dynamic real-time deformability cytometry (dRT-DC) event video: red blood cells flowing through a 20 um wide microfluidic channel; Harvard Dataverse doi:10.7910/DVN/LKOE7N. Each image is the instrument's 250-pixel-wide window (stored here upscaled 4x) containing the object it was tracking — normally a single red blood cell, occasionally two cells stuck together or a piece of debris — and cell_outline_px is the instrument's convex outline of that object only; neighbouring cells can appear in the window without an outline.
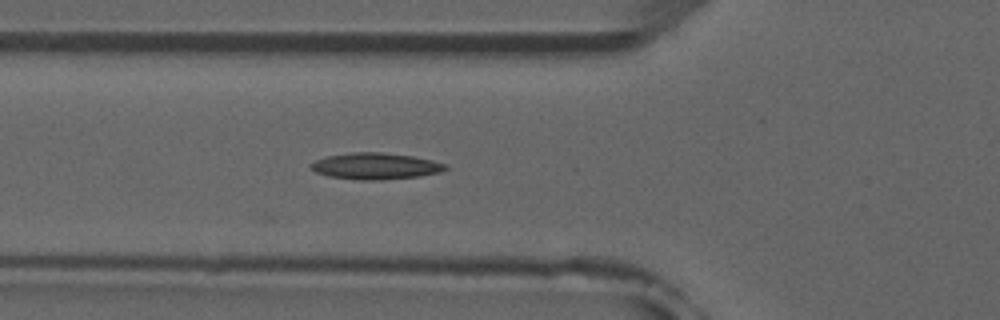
{"species": "common noctule bat (a hibernating species)", "species_latin": "Nyctalus noctula", "temperature_condition": "room temperature", "stored_images_in_passage": 6, "camera_frame_rate_fps": 3000, "um_per_image_px": 0.085, "animal": {"sex": "male", "forearm_length_mm": 52.5}, "frame": {"image": 1, "passage_image": 6, "time_ms": 6.0, "image_size_px": [1000, 320], "cell_outline_px": [[448, 168], [440, 172], [420, 176], [380, 180], [360, 180], [328, 176], [316, 172], [308, 164], [324, 156], [352, 152], [380, 152], [412, 156], [432, 160], [448, 164]], "centroid_in_image_um": [31.91, 14.11], "position_along_channel_um": 93.9, "area_um2": 20.81}}